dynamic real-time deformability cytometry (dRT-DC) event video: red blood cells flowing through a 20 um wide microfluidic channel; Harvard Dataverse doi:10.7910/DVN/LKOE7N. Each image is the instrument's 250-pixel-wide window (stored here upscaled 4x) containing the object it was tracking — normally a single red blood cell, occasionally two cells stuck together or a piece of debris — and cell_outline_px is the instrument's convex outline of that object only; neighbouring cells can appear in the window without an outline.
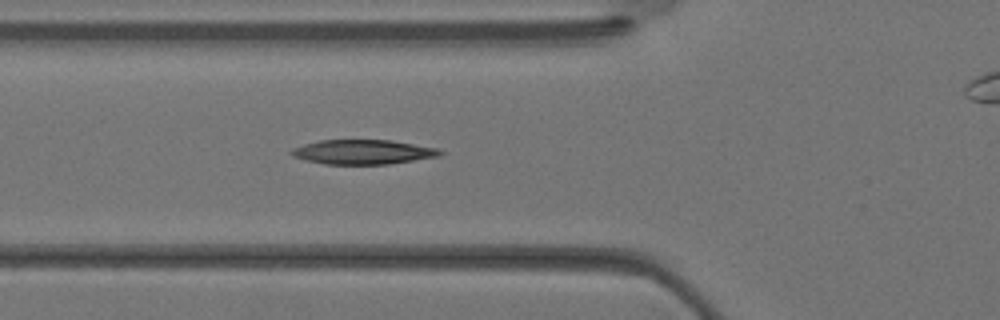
{"species": "Egyptian fruit bat (a non-hibernating species)", "species_latin": "Rousettus aegyptiacus", "temperature_condition": "warm", "stored_images_in_passage": 25, "camera_frame_rate_fps": 3000, "um_per_image_px": 0.085, "animal": {"sex": "female"}, "frame": {"image": 1, "passage_image": 2, "time_ms": 0.333, "image_size_px": [1000, 320], "cell_outline_px": [[444, 152], [440, 156], [388, 164], [324, 164], [304, 160], [292, 156], [288, 152], [292, 148], [304, 144], [320, 140], [392, 140], [440, 148]], "centroid_in_image_um": [30.85, 12.91], "position_along_channel_um": 94.9, "area_um2": 21.44}}
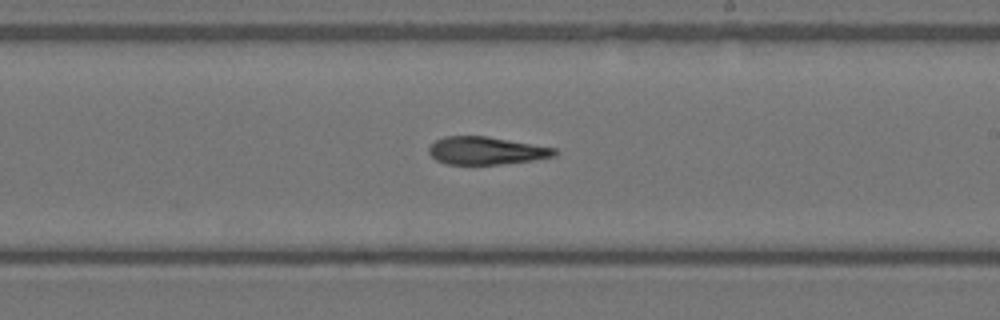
{"frame": {"image": 2, "passage_image": 10, "time_ms": 3.0, "image_size_px": [1000, 320], "cell_outline_px": [[560, 152], [556, 156], [532, 160], [500, 164], [448, 164], [436, 160], [428, 152], [428, 148], [436, 140], [444, 136], [488, 136], [556, 148]], "centroid_in_image_um": [41.35, 12.8], "position_along_channel_um": 247.6, "area_um2": 20.35}}
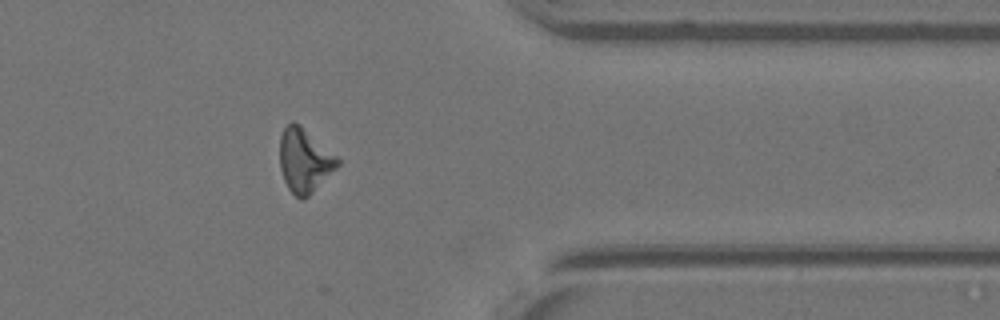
{"frame": {"image": 3, "passage_image": 18, "time_ms": 5.667, "image_size_px": [1000, 320], "cell_outline_px": [[340, 164], [308, 196], [300, 200], [288, 188], [284, 180], [280, 168], [280, 136], [284, 128], [292, 120], [300, 124], [336, 156], [340, 160]], "centroid_in_image_um": [25.86, 13.62], "position_along_channel_um": 385.5, "area_um2": 21.21}}